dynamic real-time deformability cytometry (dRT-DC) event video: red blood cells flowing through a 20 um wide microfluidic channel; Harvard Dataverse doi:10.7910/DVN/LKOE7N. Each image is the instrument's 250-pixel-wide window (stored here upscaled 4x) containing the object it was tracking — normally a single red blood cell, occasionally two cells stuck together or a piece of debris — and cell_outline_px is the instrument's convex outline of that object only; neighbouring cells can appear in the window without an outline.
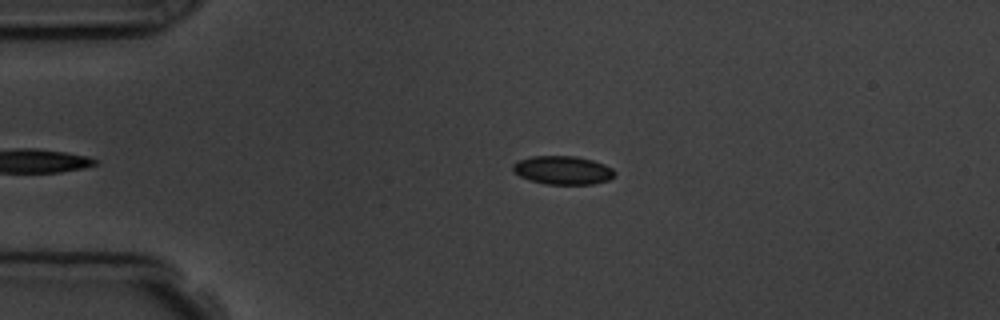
{"species": "common noctule bat (a hibernating species)", "species_latin": "Nyctalus noctula", "temperature_condition": "room temperature", "stored_images_in_passage": 4, "camera_frame_rate_fps": 3000, "um_per_image_px": 0.085, "animal": {"sex": "male", "body_mass_g": 19.5, "forearm_length_mm": 54.6}, "frame": {"image": 1, "passage_image": 4, "time_ms": 4.333, "image_size_px": [1000, 320], "cell_outline_px": [[616, 172], [608, 180], [592, 184], [544, 184], [528, 180], [520, 176], [512, 168], [512, 164], [516, 160], [532, 156], [576, 156], [592, 160], [604, 164], [612, 168]], "centroid_in_image_um": [47.8, 14.46], "position_along_channel_um": 37.2, "area_um2": 16.94}}